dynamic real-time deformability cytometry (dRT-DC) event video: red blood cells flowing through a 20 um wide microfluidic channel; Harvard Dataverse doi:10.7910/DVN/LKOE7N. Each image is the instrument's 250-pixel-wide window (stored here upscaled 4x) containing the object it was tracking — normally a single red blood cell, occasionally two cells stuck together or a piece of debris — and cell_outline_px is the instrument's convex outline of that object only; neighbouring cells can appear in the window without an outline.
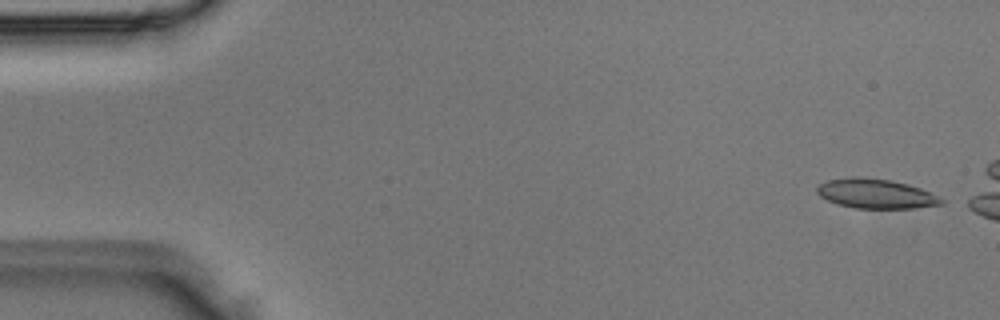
{"species": "Egyptian fruit bat (a non-hibernating species)", "species_latin": "Rousettus aegyptiacus", "temperature_condition": "room temperature", "stored_images_in_passage": 5, "camera_frame_rate_fps": 3000, "um_per_image_px": 0.085, "animal": {"sex": "male"}, "frame": {"image": 1, "passage_image": 1, "time_ms": 0.0, "image_size_px": [1000, 320], "cell_outline_px": [[944, 204], [912, 208], [856, 208], [836, 204], [820, 196], [816, 192], [816, 188], [820, 184], [828, 180], [852, 176], [856, 176], [892, 180], [908, 184], [920, 188], [944, 200]], "centroid_in_image_um": [74.41, 16.46], "position_along_channel_um": 10.6, "area_um2": 21.33}}